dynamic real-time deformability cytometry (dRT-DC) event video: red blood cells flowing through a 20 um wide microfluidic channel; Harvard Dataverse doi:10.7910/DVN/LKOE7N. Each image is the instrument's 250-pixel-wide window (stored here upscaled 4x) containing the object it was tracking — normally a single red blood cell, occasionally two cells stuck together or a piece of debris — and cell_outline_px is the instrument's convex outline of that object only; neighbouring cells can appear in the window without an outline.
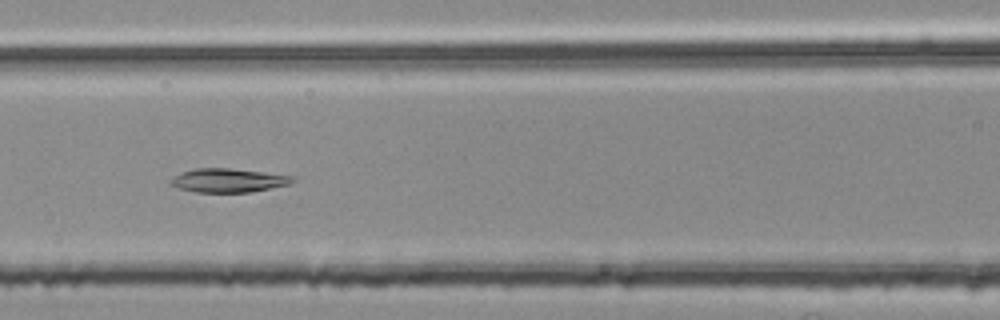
{"species": "common noctule bat (a hibernating species)", "species_latin": "Nyctalus noctula", "temperature_condition": "room temperature", "stored_images_in_passage": 43, "camera_frame_rate_fps": 3000, "um_per_image_px": 0.085, "animal": {"sex": "female", "body_mass_g": 25.1}, "frame": {"image": 1, "passage_image": 13, "time_ms": 4.0, "image_size_px": [1000, 320], "cell_outline_px": [[296, 180], [292, 184], [248, 192], [196, 192], [176, 188], [168, 184], [180, 172], [192, 168], [228, 168], [296, 176]], "centroid_in_image_um": [19.41, 15.33], "position_along_channel_um": 147.2, "area_um2": 16.99}}
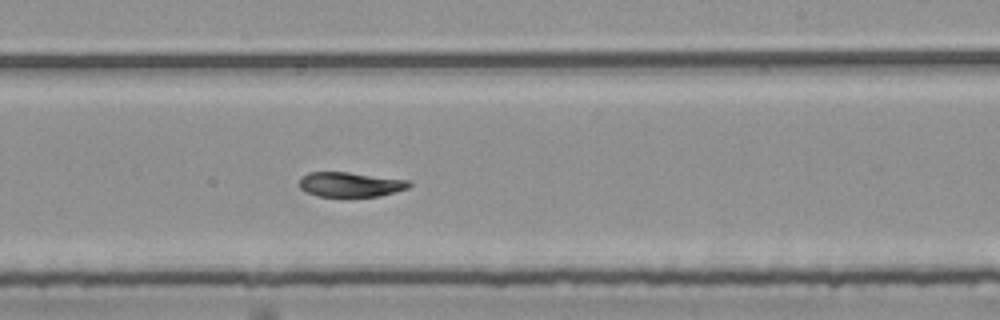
{"frame": {"image": 2, "passage_image": 22, "time_ms": 7.0, "image_size_px": [1000, 320], "cell_outline_px": [[412, 184], [408, 188], [380, 196], [316, 196], [304, 192], [300, 188], [300, 180], [308, 172], [348, 172], [408, 180]], "centroid_in_image_um": [29.77, 15.68], "position_along_channel_um": 259.2, "area_um2": 15.72}}
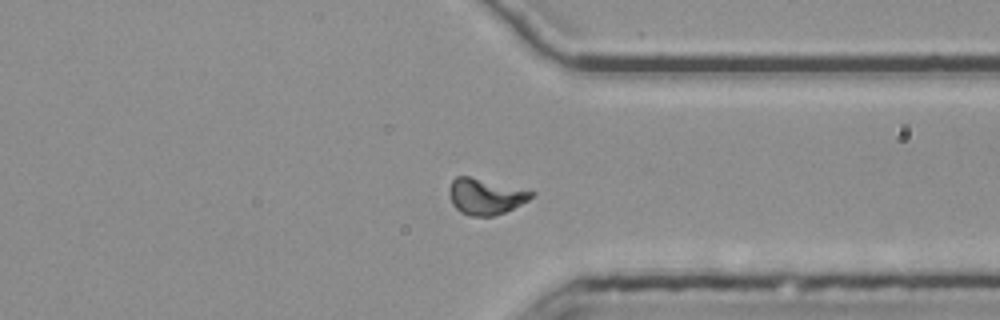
{"frame": {"image": 3, "passage_image": 31, "time_ms": 10.0, "image_size_px": [1000, 320], "cell_outline_px": [[536, 192], [528, 200], [504, 212], [492, 216], [468, 216], [460, 212], [452, 204], [448, 192], [448, 188], [452, 180], [456, 176], [468, 176]], "centroid_in_image_um": [41.21, 16.7], "position_along_channel_um": 370.2, "area_um2": 17.05}, "authors_computed_cell_mechanics": {"area_um2": 17.1666, "velocity_mm_per_s": 3.7535, "shape_relaxation_time_tau1_ms": null, "shape_relaxation_time_tau2_ms": 5.6499, "deformation_change_tau1": null, "deformation_change_tau2": 0.0997}}